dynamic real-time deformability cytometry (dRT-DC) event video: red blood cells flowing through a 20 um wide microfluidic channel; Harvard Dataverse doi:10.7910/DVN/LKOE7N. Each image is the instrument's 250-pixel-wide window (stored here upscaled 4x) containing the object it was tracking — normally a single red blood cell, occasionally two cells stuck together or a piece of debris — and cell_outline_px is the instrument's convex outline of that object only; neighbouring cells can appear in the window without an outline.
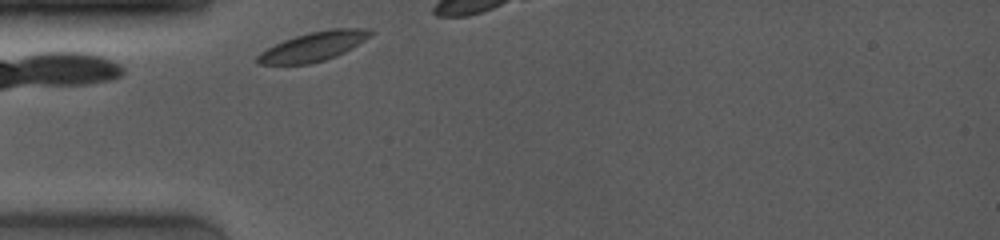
{"species": "common noctule bat (a hibernating species)", "species_latin": "Nyctalus noctula", "temperature_condition": "room temperature", "stored_images_in_passage": 5, "camera_frame_rate_fps": 4000, "um_per_image_px": 0.085, "animal": {"sex": "female", "body_mass_g": 19.0, "forearm_length_mm": 53.3}, "frame": {"image": 1, "passage_image": 1, "time_ms": 0.0, "image_size_px": [1000, 240], "cell_outline_px": [[372, 32], [364, 40], [344, 52], [336, 56], [324, 60], [308, 64], [260, 64], [256, 60], [256, 56], [260, 52], [284, 40], [296, 36], [312, 32], [332, 28], [372, 28]], "centroid_in_image_um": [26.64, 3.95], "position_along_channel_um": 58.4, "area_um2": 18.84}}